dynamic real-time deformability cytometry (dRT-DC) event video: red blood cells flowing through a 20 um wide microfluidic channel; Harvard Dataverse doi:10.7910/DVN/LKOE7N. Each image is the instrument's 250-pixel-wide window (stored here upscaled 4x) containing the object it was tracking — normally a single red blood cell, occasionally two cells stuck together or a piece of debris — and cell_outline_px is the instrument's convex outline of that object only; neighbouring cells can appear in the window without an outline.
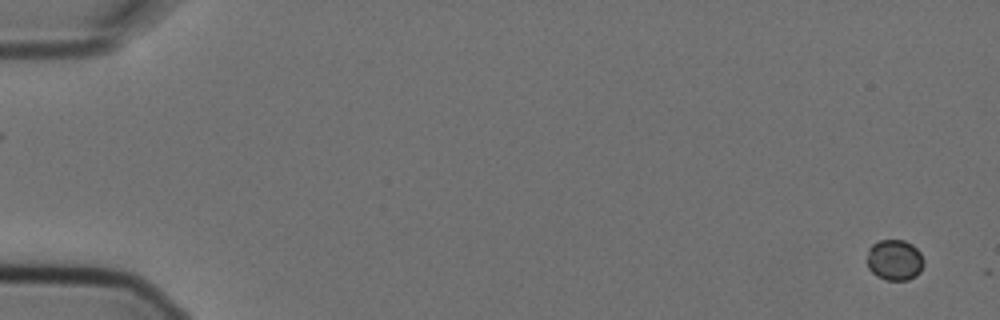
{"species": "Egyptian fruit bat (a non-hibernating species)", "species_latin": "Rousettus aegyptiacus", "temperature_condition": "cold", "stored_images_in_passage": 2, "camera_frame_rate_fps": 3000, "um_per_image_px": 0.085, "animal": {"sex": "female"}, "frame": {"image": 1, "passage_image": 2, "time_ms": 0.333, "image_size_px": [1000, 320], "cell_outline_px": [[924, 264], [920, 272], [916, 276], [908, 280], [888, 280], [876, 276], [868, 268], [864, 260], [868, 248], [872, 244], [880, 240], [904, 240], [912, 244], [920, 252], [924, 260]], "centroid_in_image_um": [76.0, 22.1], "position_along_channel_um": 9.0, "area_um2": 13.87}}